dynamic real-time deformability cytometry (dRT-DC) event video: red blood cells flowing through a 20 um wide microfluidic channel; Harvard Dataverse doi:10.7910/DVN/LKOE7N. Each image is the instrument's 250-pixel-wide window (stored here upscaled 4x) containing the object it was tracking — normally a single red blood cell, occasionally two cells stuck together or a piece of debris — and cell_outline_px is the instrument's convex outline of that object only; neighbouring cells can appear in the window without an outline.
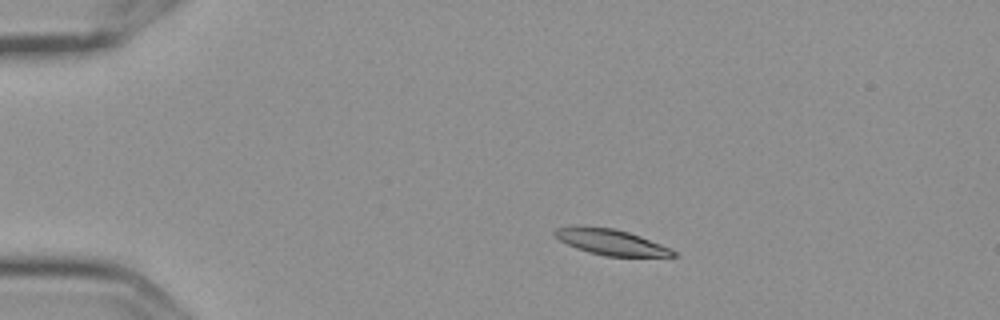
{"species": "Egyptian fruit bat (a non-hibernating species)", "species_latin": "Rousettus aegyptiacus", "temperature_condition": "cold", "stored_images_in_passage": 4, "camera_frame_rate_fps": 3000, "um_per_image_px": 0.085, "frame": {"image": 1, "passage_image": 2, "time_ms": 0.333, "image_size_px": [1000, 320], "cell_outline_px": [[680, 256], [604, 256], [588, 252], [576, 248], [552, 236], [552, 232], [556, 228], [612, 228], [628, 232], [640, 236], [672, 248]], "centroid_in_image_um": [51.99, 20.61], "position_along_channel_um": 33.0, "area_um2": 17.28}}